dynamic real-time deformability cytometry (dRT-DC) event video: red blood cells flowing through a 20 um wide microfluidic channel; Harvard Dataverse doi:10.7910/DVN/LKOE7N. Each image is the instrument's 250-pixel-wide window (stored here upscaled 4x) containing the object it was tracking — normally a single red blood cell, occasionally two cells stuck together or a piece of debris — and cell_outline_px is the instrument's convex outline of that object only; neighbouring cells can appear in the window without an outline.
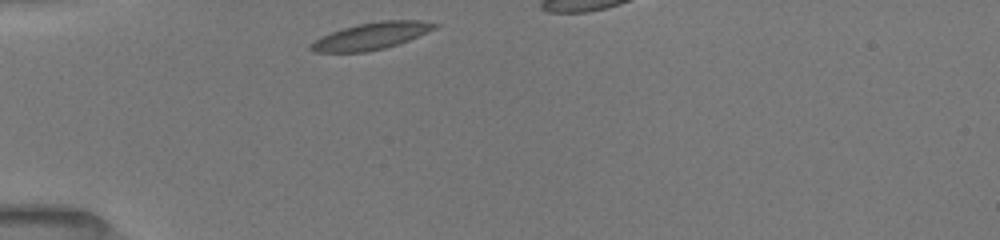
{"species": "common noctule bat (a hibernating species)", "species_latin": "Nyctalus noctula", "temperature_condition": "room temperature", "stored_images_in_passage": 29, "camera_frame_rate_fps": 3000, "um_per_image_px": 0.085, "animal": {"sex": "female", "body_mass_g": 19.5, "forearm_length_mm": 54.1}, "frame": {"image": 1, "passage_image": 1, "time_ms": 0.0, "image_size_px": [1000, 240], "cell_outline_px": [[440, 24], [436, 28], [428, 32], [408, 40], [384, 48], [364, 52], [312, 52], [308, 48], [320, 36], [344, 28], [360, 24], [380, 20], [420, 20]], "centroid_in_image_um": [31.57, 3.05], "position_along_channel_um": 53.4, "area_um2": 19.19}}
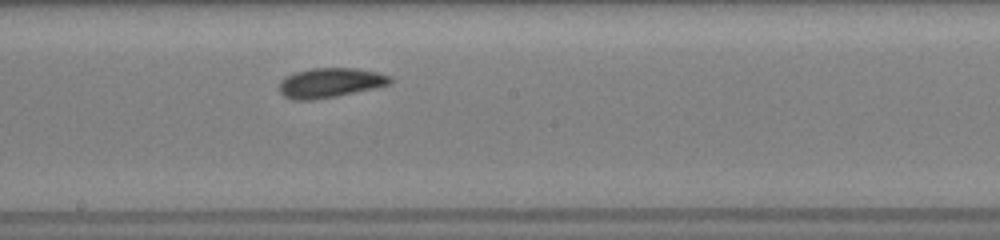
{"frame": {"image": 2, "passage_image": 15, "time_ms": 4.667, "image_size_px": [1000, 240], "cell_outline_px": [[392, 80], [388, 84], [372, 88], [336, 96], [312, 100], [292, 100], [284, 96], [280, 92], [280, 80], [296, 72], [312, 68], [356, 68], [376, 72], [392, 76]], "centroid_in_image_um": [28.04, 7.03], "position_along_channel_um": 220.2, "area_um2": 18.9}}
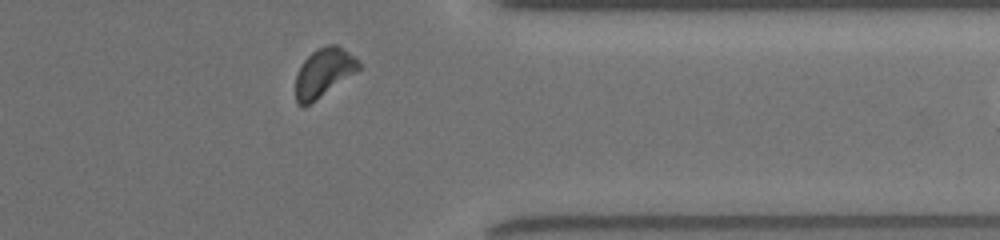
{"frame": {"image": 3, "passage_image": 28, "time_ms": 9.0, "image_size_px": [1000, 240], "cell_outline_px": [[364, 68], [316, 100], [308, 104], [300, 104], [296, 100], [296, 76], [304, 60], [316, 48], [328, 44], [336, 44], [356, 56], [364, 64]], "centroid_in_image_um": [27.62, 6.12], "position_along_channel_um": 383.8, "area_um2": 18.15}}